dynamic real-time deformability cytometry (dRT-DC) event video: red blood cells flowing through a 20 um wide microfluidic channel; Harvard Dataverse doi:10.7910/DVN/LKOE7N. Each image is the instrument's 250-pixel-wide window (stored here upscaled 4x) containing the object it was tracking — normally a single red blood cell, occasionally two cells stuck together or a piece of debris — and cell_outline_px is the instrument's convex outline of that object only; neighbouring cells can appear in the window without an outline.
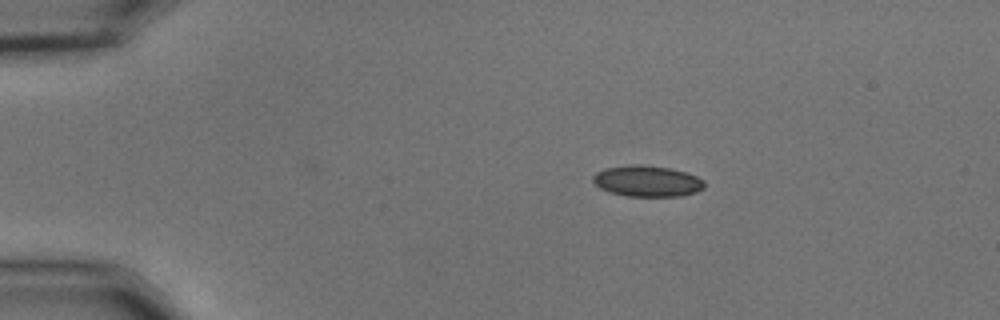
{"species": "common noctule bat (a hibernating species)", "species_latin": "Nyctalus noctula", "temperature_condition": "cold", "stored_images_in_passage": 5, "camera_frame_rate_fps": 3000, "um_per_image_px": 0.085, "animal": {"sex": "male", "body_mass_g": 15.6}, "frame": {"image": 1, "passage_image": 1, "time_ms": 0.0, "image_size_px": [1000, 320], "cell_outline_px": [[704, 188], [696, 192], [680, 196], [628, 196], [612, 192], [600, 188], [592, 180], [592, 176], [596, 172], [604, 168], [628, 164], [640, 164], [668, 168], [684, 172], [696, 176], [704, 180]], "centroid_in_image_um": [54.99, 15.38], "position_along_channel_um": 30.0, "area_um2": 20.11}}